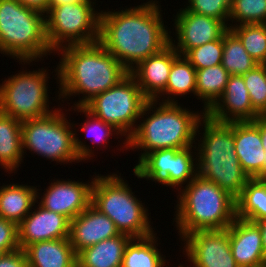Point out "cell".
I'll return each mask as SVG.
<instances>
[{"label": "cell", "mask_w": 266, "mask_h": 267, "mask_svg": "<svg viewBox=\"0 0 266 267\" xmlns=\"http://www.w3.org/2000/svg\"><path fill=\"white\" fill-rule=\"evenodd\" d=\"M158 4V5H157ZM99 43L128 71L170 44L157 0L121 10H100Z\"/></svg>", "instance_id": "1"}, {"label": "cell", "mask_w": 266, "mask_h": 267, "mask_svg": "<svg viewBox=\"0 0 266 267\" xmlns=\"http://www.w3.org/2000/svg\"><path fill=\"white\" fill-rule=\"evenodd\" d=\"M55 68L59 84L58 101L83 95L71 107H84L96 95L123 80L129 71L99 42L68 45L57 52ZM64 99V100H63Z\"/></svg>", "instance_id": "2"}, {"label": "cell", "mask_w": 266, "mask_h": 267, "mask_svg": "<svg viewBox=\"0 0 266 267\" xmlns=\"http://www.w3.org/2000/svg\"><path fill=\"white\" fill-rule=\"evenodd\" d=\"M205 114L203 111H190L179 103L148 100L139 118L142 122L137 124L135 131L127 139L125 151L141 149L139 162L153 150L195 146L197 125Z\"/></svg>", "instance_id": "3"}, {"label": "cell", "mask_w": 266, "mask_h": 267, "mask_svg": "<svg viewBox=\"0 0 266 267\" xmlns=\"http://www.w3.org/2000/svg\"><path fill=\"white\" fill-rule=\"evenodd\" d=\"M196 136L198 175L236 199L250 177L241 168L235 151L233 122L215 121L205 114L198 122Z\"/></svg>", "instance_id": "4"}, {"label": "cell", "mask_w": 266, "mask_h": 267, "mask_svg": "<svg viewBox=\"0 0 266 267\" xmlns=\"http://www.w3.org/2000/svg\"><path fill=\"white\" fill-rule=\"evenodd\" d=\"M182 188L173 218L180 239L194 231L227 229L236 218L235 198L214 182L197 175Z\"/></svg>", "instance_id": "5"}, {"label": "cell", "mask_w": 266, "mask_h": 267, "mask_svg": "<svg viewBox=\"0 0 266 267\" xmlns=\"http://www.w3.org/2000/svg\"><path fill=\"white\" fill-rule=\"evenodd\" d=\"M63 112L58 105V108L47 115L22 121L23 154L29 150L63 165L82 160L88 162L91 157L93 160L94 148L92 150L89 144L77 137V129H74L77 124L70 123L67 113Z\"/></svg>", "instance_id": "6"}, {"label": "cell", "mask_w": 266, "mask_h": 267, "mask_svg": "<svg viewBox=\"0 0 266 267\" xmlns=\"http://www.w3.org/2000/svg\"><path fill=\"white\" fill-rule=\"evenodd\" d=\"M0 53L22 65L55 54L47 41L45 14L18 0H0Z\"/></svg>", "instance_id": "7"}, {"label": "cell", "mask_w": 266, "mask_h": 267, "mask_svg": "<svg viewBox=\"0 0 266 267\" xmlns=\"http://www.w3.org/2000/svg\"><path fill=\"white\" fill-rule=\"evenodd\" d=\"M94 174L91 204L115 223L120 234L144 238L156 232L150 225L148 207L134 195L121 173Z\"/></svg>", "instance_id": "8"}, {"label": "cell", "mask_w": 266, "mask_h": 267, "mask_svg": "<svg viewBox=\"0 0 266 267\" xmlns=\"http://www.w3.org/2000/svg\"><path fill=\"white\" fill-rule=\"evenodd\" d=\"M21 71L0 84V112L22 122L54 111L49 108L47 69Z\"/></svg>", "instance_id": "9"}, {"label": "cell", "mask_w": 266, "mask_h": 267, "mask_svg": "<svg viewBox=\"0 0 266 267\" xmlns=\"http://www.w3.org/2000/svg\"><path fill=\"white\" fill-rule=\"evenodd\" d=\"M96 5L95 1L63 4L45 13L47 41L54 52L68 45L99 41L100 12Z\"/></svg>", "instance_id": "10"}, {"label": "cell", "mask_w": 266, "mask_h": 267, "mask_svg": "<svg viewBox=\"0 0 266 267\" xmlns=\"http://www.w3.org/2000/svg\"><path fill=\"white\" fill-rule=\"evenodd\" d=\"M147 101L148 99L129 73L110 89L96 95L84 107L122 134L125 139L120 151L124 152L122 148L127 149V139L135 131Z\"/></svg>", "instance_id": "11"}, {"label": "cell", "mask_w": 266, "mask_h": 267, "mask_svg": "<svg viewBox=\"0 0 266 267\" xmlns=\"http://www.w3.org/2000/svg\"><path fill=\"white\" fill-rule=\"evenodd\" d=\"M181 248L197 267H239L233 257L229 232L222 230H199L185 235ZM185 252V253H184Z\"/></svg>", "instance_id": "12"}, {"label": "cell", "mask_w": 266, "mask_h": 267, "mask_svg": "<svg viewBox=\"0 0 266 267\" xmlns=\"http://www.w3.org/2000/svg\"><path fill=\"white\" fill-rule=\"evenodd\" d=\"M173 19L177 41L170 36V44L181 56L192 48L223 38L229 30L224 21L190 12L184 7L178 9Z\"/></svg>", "instance_id": "13"}, {"label": "cell", "mask_w": 266, "mask_h": 267, "mask_svg": "<svg viewBox=\"0 0 266 267\" xmlns=\"http://www.w3.org/2000/svg\"><path fill=\"white\" fill-rule=\"evenodd\" d=\"M67 180L54 179L43 195L37 188L36 201L45 209L64 215L71 221L91 205L94 178L88 183Z\"/></svg>", "instance_id": "14"}, {"label": "cell", "mask_w": 266, "mask_h": 267, "mask_svg": "<svg viewBox=\"0 0 266 267\" xmlns=\"http://www.w3.org/2000/svg\"><path fill=\"white\" fill-rule=\"evenodd\" d=\"M69 230L67 217L45 209L36 201L31 212L18 225L20 249L24 250L35 242L69 238Z\"/></svg>", "instance_id": "15"}, {"label": "cell", "mask_w": 266, "mask_h": 267, "mask_svg": "<svg viewBox=\"0 0 266 267\" xmlns=\"http://www.w3.org/2000/svg\"><path fill=\"white\" fill-rule=\"evenodd\" d=\"M233 134L241 168L250 179H263L265 150L262 148L260 116L254 121L233 122Z\"/></svg>", "instance_id": "16"}, {"label": "cell", "mask_w": 266, "mask_h": 267, "mask_svg": "<svg viewBox=\"0 0 266 267\" xmlns=\"http://www.w3.org/2000/svg\"><path fill=\"white\" fill-rule=\"evenodd\" d=\"M233 257L239 267H266L260 227L256 222L236 217L226 229Z\"/></svg>", "instance_id": "17"}, {"label": "cell", "mask_w": 266, "mask_h": 267, "mask_svg": "<svg viewBox=\"0 0 266 267\" xmlns=\"http://www.w3.org/2000/svg\"><path fill=\"white\" fill-rule=\"evenodd\" d=\"M179 56L175 48L169 44L129 71L148 100H155L166 89L172 63Z\"/></svg>", "instance_id": "18"}, {"label": "cell", "mask_w": 266, "mask_h": 267, "mask_svg": "<svg viewBox=\"0 0 266 267\" xmlns=\"http://www.w3.org/2000/svg\"><path fill=\"white\" fill-rule=\"evenodd\" d=\"M219 122L254 121L260 116L252 107L243 76L230 75L223 95L206 112Z\"/></svg>", "instance_id": "19"}, {"label": "cell", "mask_w": 266, "mask_h": 267, "mask_svg": "<svg viewBox=\"0 0 266 267\" xmlns=\"http://www.w3.org/2000/svg\"><path fill=\"white\" fill-rule=\"evenodd\" d=\"M118 235L115 223L92 204L70 221L69 241L76 253Z\"/></svg>", "instance_id": "20"}, {"label": "cell", "mask_w": 266, "mask_h": 267, "mask_svg": "<svg viewBox=\"0 0 266 267\" xmlns=\"http://www.w3.org/2000/svg\"><path fill=\"white\" fill-rule=\"evenodd\" d=\"M28 267H77L69 238L35 242L24 249Z\"/></svg>", "instance_id": "21"}, {"label": "cell", "mask_w": 266, "mask_h": 267, "mask_svg": "<svg viewBox=\"0 0 266 267\" xmlns=\"http://www.w3.org/2000/svg\"><path fill=\"white\" fill-rule=\"evenodd\" d=\"M131 239L120 234L82 249L77 253V267H121L125 247Z\"/></svg>", "instance_id": "22"}, {"label": "cell", "mask_w": 266, "mask_h": 267, "mask_svg": "<svg viewBox=\"0 0 266 267\" xmlns=\"http://www.w3.org/2000/svg\"><path fill=\"white\" fill-rule=\"evenodd\" d=\"M37 188L10 183L0 186V217L19 225L36 202Z\"/></svg>", "instance_id": "23"}, {"label": "cell", "mask_w": 266, "mask_h": 267, "mask_svg": "<svg viewBox=\"0 0 266 267\" xmlns=\"http://www.w3.org/2000/svg\"><path fill=\"white\" fill-rule=\"evenodd\" d=\"M21 125V121L0 112V166L9 174H15L24 162Z\"/></svg>", "instance_id": "24"}, {"label": "cell", "mask_w": 266, "mask_h": 267, "mask_svg": "<svg viewBox=\"0 0 266 267\" xmlns=\"http://www.w3.org/2000/svg\"><path fill=\"white\" fill-rule=\"evenodd\" d=\"M195 92L196 69L184 56L180 55L172 63L166 89L155 100L165 103H178L176 99L179 96L185 97L190 93L195 96Z\"/></svg>", "instance_id": "25"}, {"label": "cell", "mask_w": 266, "mask_h": 267, "mask_svg": "<svg viewBox=\"0 0 266 267\" xmlns=\"http://www.w3.org/2000/svg\"><path fill=\"white\" fill-rule=\"evenodd\" d=\"M156 234L132 238L125 247L121 267H167L169 262L160 253L161 249H158Z\"/></svg>", "instance_id": "26"}, {"label": "cell", "mask_w": 266, "mask_h": 267, "mask_svg": "<svg viewBox=\"0 0 266 267\" xmlns=\"http://www.w3.org/2000/svg\"><path fill=\"white\" fill-rule=\"evenodd\" d=\"M229 77L222 64L196 70L195 96L204 103L203 112L206 113L223 95Z\"/></svg>", "instance_id": "27"}, {"label": "cell", "mask_w": 266, "mask_h": 267, "mask_svg": "<svg viewBox=\"0 0 266 267\" xmlns=\"http://www.w3.org/2000/svg\"><path fill=\"white\" fill-rule=\"evenodd\" d=\"M235 201L236 217L252 222L266 219V182L250 179Z\"/></svg>", "instance_id": "28"}, {"label": "cell", "mask_w": 266, "mask_h": 267, "mask_svg": "<svg viewBox=\"0 0 266 267\" xmlns=\"http://www.w3.org/2000/svg\"><path fill=\"white\" fill-rule=\"evenodd\" d=\"M178 150L175 148L153 150L135 164L132 172L138 179L152 180L164 187H170L169 170H171L172 157Z\"/></svg>", "instance_id": "29"}, {"label": "cell", "mask_w": 266, "mask_h": 267, "mask_svg": "<svg viewBox=\"0 0 266 267\" xmlns=\"http://www.w3.org/2000/svg\"><path fill=\"white\" fill-rule=\"evenodd\" d=\"M222 66L230 75H244L257 62L246 52L239 38L229 29L223 36Z\"/></svg>", "instance_id": "30"}, {"label": "cell", "mask_w": 266, "mask_h": 267, "mask_svg": "<svg viewBox=\"0 0 266 267\" xmlns=\"http://www.w3.org/2000/svg\"><path fill=\"white\" fill-rule=\"evenodd\" d=\"M197 175L196 146L179 149L172 157L171 170H169L170 187L176 188L178 192L182 189V185L189 184Z\"/></svg>", "instance_id": "31"}, {"label": "cell", "mask_w": 266, "mask_h": 267, "mask_svg": "<svg viewBox=\"0 0 266 267\" xmlns=\"http://www.w3.org/2000/svg\"><path fill=\"white\" fill-rule=\"evenodd\" d=\"M229 29L239 38L255 62L266 64V24H244Z\"/></svg>", "instance_id": "32"}, {"label": "cell", "mask_w": 266, "mask_h": 267, "mask_svg": "<svg viewBox=\"0 0 266 267\" xmlns=\"http://www.w3.org/2000/svg\"><path fill=\"white\" fill-rule=\"evenodd\" d=\"M229 22L235 23H229V28L244 24H266V0H231Z\"/></svg>", "instance_id": "33"}, {"label": "cell", "mask_w": 266, "mask_h": 267, "mask_svg": "<svg viewBox=\"0 0 266 267\" xmlns=\"http://www.w3.org/2000/svg\"><path fill=\"white\" fill-rule=\"evenodd\" d=\"M71 109H73L74 112L77 111V113L83 112L82 115L84 114L87 119L84 120V123H81L78 128H80L81 132H85L84 136H87L91 143L96 145L99 144V148H102L101 145H103L104 148H107L109 137L111 139L113 135H116L117 139L121 137L123 139L122 134L111 124L105 123L102 119L97 118L85 107H71Z\"/></svg>", "instance_id": "34"}, {"label": "cell", "mask_w": 266, "mask_h": 267, "mask_svg": "<svg viewBox=\"0 0 266 267\" xmlns=\"http://www.w3.org/2000/svg\"><path fill=\"white\" fill-rule=\"evenodd\" d=\"M242 76L253 109L266 116V64H258Z\"/></svg>", "instance_id": "35"}, {"label": "cell", "mask_w": 266, "mask_h": 267, "mask_svg": "<svg viewBox=\"0 0 266 267\" xmlns=\"http://www.w3.org/2000/svg\"><path fill=\"white\" fill-rule=\"evenodd\" d=\"M223 38L188 50L183 56L196 70L216 66L222 63Z\"/></svg>", "instance_id": "36"}, {"label": "cell", "mask_w": 266, "mask_h": 267, "mask_svg": "<svg viewBox=\"0 0 266 267\" xmlns=\"http://www.w3.org/2000/svg\"><path fill=\"white\" fill-rule=\"evenodd\" d=\"M185 8L200 15L224 21L229 26L231 0H188Z\"/></svg>", "instance_id": "37"}, {"label": "cell", "mask_w": 266, "mask_h": 267, "mask_svg": "<svg viewBox=\"0 0 266 267\" xmlns=\"http://www.w3.org/2000/svg\"><path fill=\"white\" fill-rule=\"evenodd\" d=\"M0 248L5 252L20 249L18 225L0 217Z\"/></svg>", "instance_id": "38"}, {"label": "cell", "mask_w": 266, "mask_h": 267, "mask_svg": "<svg viewBox=\"0 0 266 267\" xmlns=\"http://www.w3.org/2000/svg\"><path fill=\"white\" fill-rule=\"evenodd\" d=\"M0 267H28L27 256L23 249L5 253L0 258Z\"/></svg>", "instance_id": "39"}, {"label": "cell", "mask_w": 266, "mask_h": 267, "mask_svg": "<svg viewBox=\"0 0 266 267\" xmlns=\"http://www.w3.org/2000/svg\"><path fill=\"white\" fill-rule=\"evenodd\" d=\"M18 1L24 6L38 10L44 14L48 11L49 0H18Z\"/></svg>", "instance_id": "40"}, {"label": "cell", "mask_w": 266, "mask_h": 267, "mask_svg": "<svg viewBox=\"0 0 266 267\" xmlns=\"http://www.w3.org/2000/svg\"><path fill=\"white\" fill-rule=\"evenodd\" d=\"M86 1H96V0H49L48 10L51 7L60 6L63 4L81 3Z\"/></svg>", "instance_id": "41"}, {"label": "cell", "mask_w": 266, "mask_h": 267, "mask_svg": "<svg viewBox=\"0 0 266 267\" xmlns=\"http://www.w3.org/2000/svg\"><path fill=\"white\" fill-rule=\"evenodd\" d=\"M260 134L262 139V148L266 150V116H260Z\"/></svg>", "instance_id": "42"}, {"label": "cell", "mask_w": 266, "mask_h": 267, "mask_svg": "<svg viewBox=\"0 0 266 267\" xmlns=\"http://www.w3.org/2000/svg\"><path fill=\"white\" fill-rule=\"evenodd\" d=\"M258 226L260 227V232L262 236V243H263V249L266 256V219H263L261 221L256 222Z\"/></svg>", "instance_id": "43"}, {"label": "cell", "mask_w": 266, "mask_h": 267, "mask_svg": "<svg viewBox=\"0 0 266 267\" xmlns=\"http://www.w3.org/2000/svg\"><path fill=\"white\" fill-rule=\"evenodd\" d=\"M187 260H188V263L190 264V265H192V266H190V267H197L193 262H191L188 258H187ZM192 263V264H191ZM178 267H185V265L183 264H180ZM187 267H189V266H187Z\"/></svg>", "instance_id": "44"}, {"label": "cell", "mask_w": 266, "mask_h": 267, "mask_svg": "<svg viewBox=\"0 0 266 267\" xmlns=\"http://www.w3.org/2000/svg\"><path fill=\"white\" fill-rule=\"evenodd\" d=\"M266 176V150H265V157H264V177Z\"/></svg>", "instance_id": "45"}, {"label": "cell", "mask_w": 266, "mask_h": 267, "mask_svg": "<svg viewBox=\"0 0 266 267\" xmlns=\"http://www.w3.org/2000/svg\"><path fill=\"white\" fill-rule=\"evenodd\" d=\"M5 254V252L0 248V258Z\"/></svg>", "instance_id": "46"}]
</instances>
